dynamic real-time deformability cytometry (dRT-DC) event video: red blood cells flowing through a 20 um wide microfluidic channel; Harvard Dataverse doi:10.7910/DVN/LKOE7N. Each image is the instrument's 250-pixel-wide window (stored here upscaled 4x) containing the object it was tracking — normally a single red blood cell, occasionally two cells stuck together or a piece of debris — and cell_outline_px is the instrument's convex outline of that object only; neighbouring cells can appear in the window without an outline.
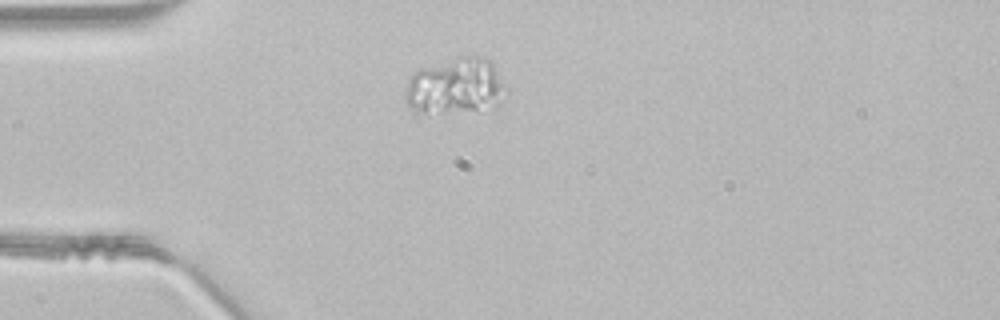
{"species": "common noctule bat (a hibernating species)", "species_latin": "Nyctalus noctula", "temperature_condition": "room temperature", "stored_images_in_passage": 36, "camera_frame_rate_fps": 3000, "um_per_image_px": 0.085, "animal": {"sex": "male", "body_mass_g": 21.5, "forearm_length_mm": 52.0}, "frame": {"image": 1, "passage_image": 1, "time_ms": 0.0, "image_size_px": [1000, 320], "cell_outline_px": [[508, 92], [492, 108], [428, 116], [412, 116], [404, 100], [404, 92], [408, 80], [420, 68], [456, 56], [484, 56], [492, 64], [508, 88]], "centroid_in_image_um": [38.63, 7.39], "position_along_channel_um": 46.4, "area_um2": 34.39}}
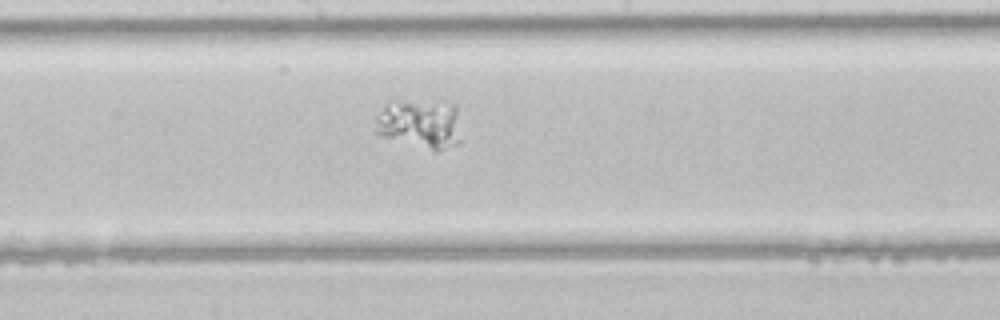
{"frame": {"image": 2, "passage_image": 14, "time_ms": 4.333, "image_size_px": [1000, 320], "cell_outline_px": [[460, 144], [436, 152], [376, 136], [376, 116], [384, 104], [392, 100], [396, 100], [456, 104], [460, 140]], "centroid_in_image_um": [35.66, 10.56], "position_along_channel_um": 212.5, "area_um2": 25.2}}
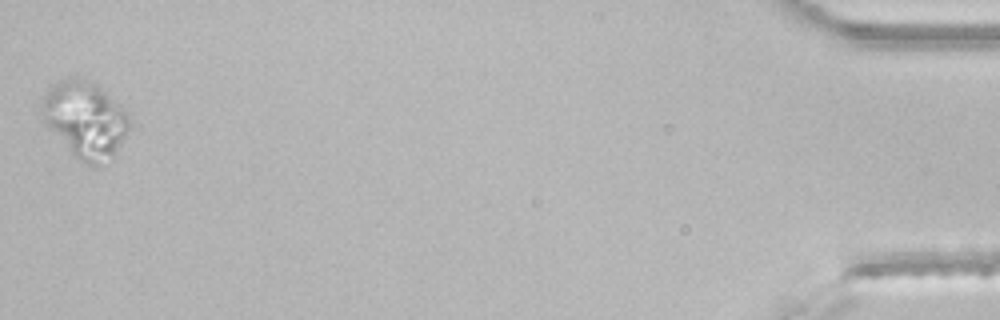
{"frame": {"image": 3, "passage_image": 36, "time_ms": 11.667, "image_size_px": [1000, 320], "cell_outline_px": [[128, 128], [112, 160], [100, 168], [88, 164], [80, 160], [44, 124], [44, 96], [48, 84], [68, 76], [84, 76], [100, 84], [124, 104], [128, 112]], "centroid_in_image_um": [7.29, 10.08], "position_along_channel_um": 427.9, "area_um2": 39.94}}